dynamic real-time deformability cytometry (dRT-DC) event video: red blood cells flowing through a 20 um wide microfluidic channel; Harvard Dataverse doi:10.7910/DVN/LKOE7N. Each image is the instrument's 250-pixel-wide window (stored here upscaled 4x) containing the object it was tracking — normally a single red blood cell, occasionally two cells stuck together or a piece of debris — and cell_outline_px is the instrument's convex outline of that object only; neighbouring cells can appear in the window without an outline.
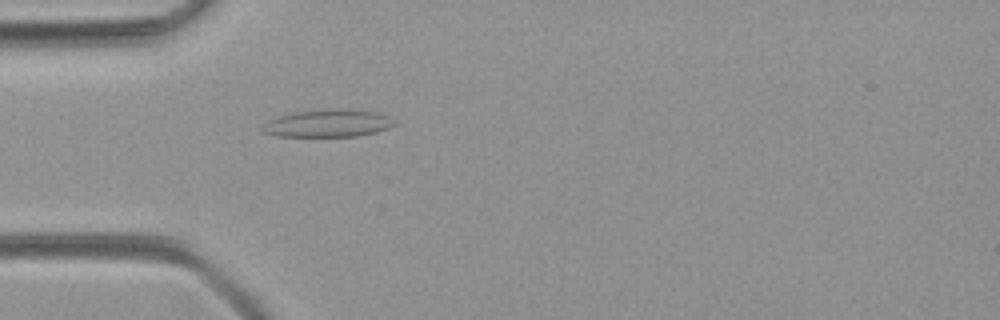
{"species": "common noctule bat (a hibernating species)", "species_latin": "Nyctalus noctula", "temperature_condition": "room temperature", "stored_images_in_passage": 38, "camera_frame_rate_fps": 3000, "um_per_image_px": 0.085, "animal": {"sex": "female", "body_mass_g": 21.9}, "frame": {"image": 1, "passage_image": 3, "time_ms": 0.667, "image_size_px": [1000, 320], "cell_outline_px": [[396, 124], [388, 128], [376, 132], [356, 136], [276, 136], [264, 132], [260, 128], [268, 120], [292, 112], [336, 108], [352, 108], [380, 112], [388, 116]], "centroid_in_image_um": [27.9, 10.46], "position_along_channel_um": 57.1, "area_um2": 21.39}}
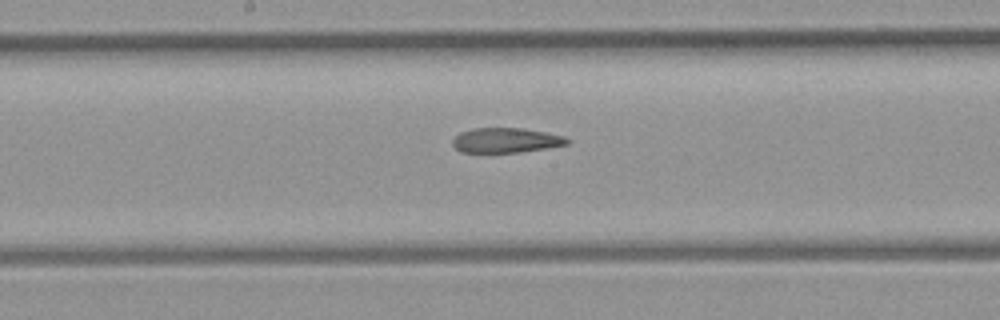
{"frame": {"image": 2, "passage_image": 14, "time_ms": 4.333, "image_size_px": [1000, 320], "cell_outline_px": [[572, 140], [568, 144], [548, 148], [520, 152], [460, 152], [452, 144], [452, 140], [460, 132], [472, 128], [520, 128], [544, 132], [564, 136]], "centroid_in_image_um": [43.01, 11.92], "position_along_channel_um": 205.2, "area_um2": 16.59}}
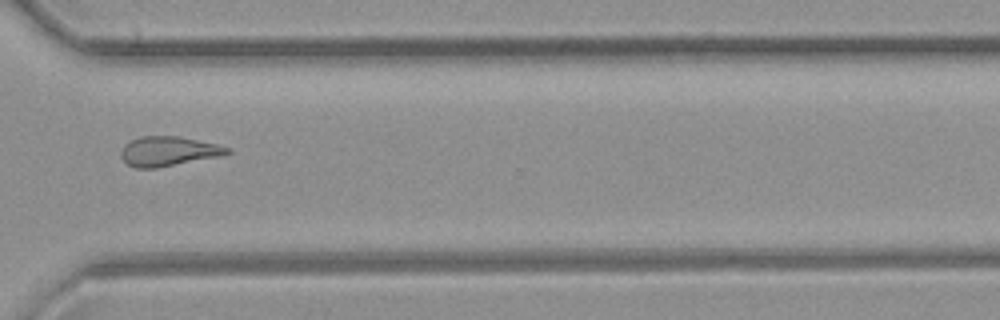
{"frame": {"image": 3, "passage_image": 25, "time_ms": 8.0, "image_size_px": [1000, 320], "cell_outline_px": [[232, 152], [224, 156], [156, 168], [136, 168], [128, 164], [120, 156], [120, 152], [124, 144], [140, 136], [180, 136], [216, 144], [228, 148]], "centroid_in_image_um": [14.32, 12.86], "position_along_channel_um": 356.3, "area_um2": 18.44}}